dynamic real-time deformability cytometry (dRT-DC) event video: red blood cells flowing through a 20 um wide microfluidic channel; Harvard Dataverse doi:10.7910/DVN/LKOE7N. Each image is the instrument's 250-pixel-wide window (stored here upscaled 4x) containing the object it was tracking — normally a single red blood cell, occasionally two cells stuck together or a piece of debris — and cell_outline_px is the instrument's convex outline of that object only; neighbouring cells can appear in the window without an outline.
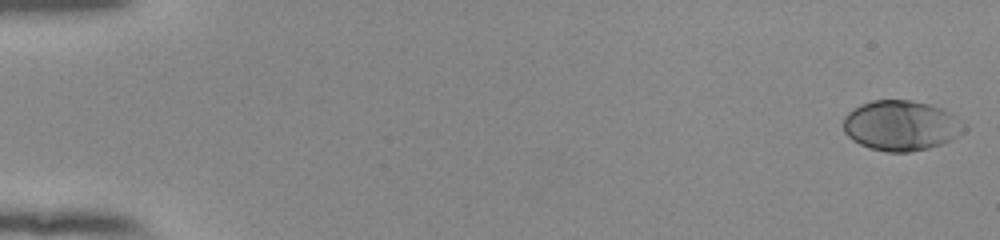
{"species": "human", "species_latin": "Homo sapiens", "temperature_condition": "room temperature", "stored_images_in_passage": 54, "camera_frame_rate_fps": 3000, "um_per_image_px": 0.085, "donor": {"sex": "female"}, "frame": {"image": 1, "passage_image": 1, "time_ms": 0.0, "image_size_px": [1000, 240], "cell_outline_px": [[968, 128], [964, 132], [940, 144], [928, 148], [908, 152], [888, 152], [872, 148], [860, 144], [852, 140], [844, 132], [844, 116], [848, 112], [860, 104], [872, 100], [912, 100], [944, 108]], "centroid_in_image_um": [76.57, 10.66], "position_along_channel_um": 8.4, "area_um2": 35.14}}
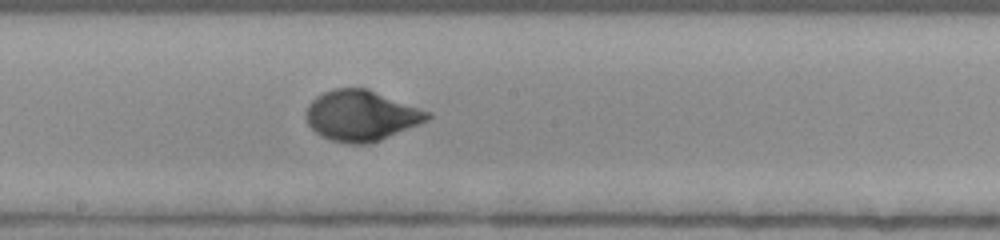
{"frame": {"image": 2, "passage_image": 31, "time_ms": 10.0, "image_size_px": [1000, 240], "cell_outline_px": [[432, 116], [428, 120], [420, 124], [380, 140], [368, 144], [348, 144], [332, 140], [320, 136], [308, 124], [304, 116], [308, 104], [316, 96], [332, 88], [368, 88], [432, 112]], "centroid_in_image_um": [30.71, 9.82], "position_along_channel_um": 217.5, "area_um2": 36.13}}
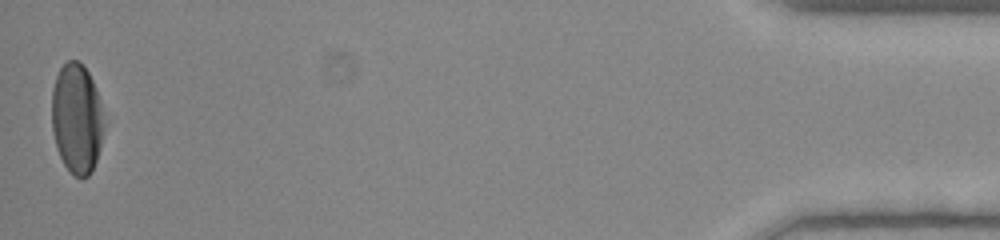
{"frame": {"image": 3, "passage_image": 54, "time_ms": 17.667, "image_size_px": [1000, 240], "cell_outline_px": [[104, 128], [100, 148], [92, 172], [88, 176], [80, 180], [68, 172], [56, 148], [52, 132], [52, 88], [56, 76], [60, 68], [68, 60], [76, 60], [88, 72], [96, 88], [104, 124]], "centroid_in_image_um": [6.51, 10.13], "position_along_channel_um": 428.7, "area_um2": 33.64}, "authors_computed_cell_mechanics": {"area_um2": 34.3621, "velocity_mm_per_s": 3.8525, "shape_relaxation_time_tau1_ms": 3.0747, "shape_relaxation_time_tau2_ms": null, "deformation_change_tau1": 0.1926, "deformation_change_tau2": null}}